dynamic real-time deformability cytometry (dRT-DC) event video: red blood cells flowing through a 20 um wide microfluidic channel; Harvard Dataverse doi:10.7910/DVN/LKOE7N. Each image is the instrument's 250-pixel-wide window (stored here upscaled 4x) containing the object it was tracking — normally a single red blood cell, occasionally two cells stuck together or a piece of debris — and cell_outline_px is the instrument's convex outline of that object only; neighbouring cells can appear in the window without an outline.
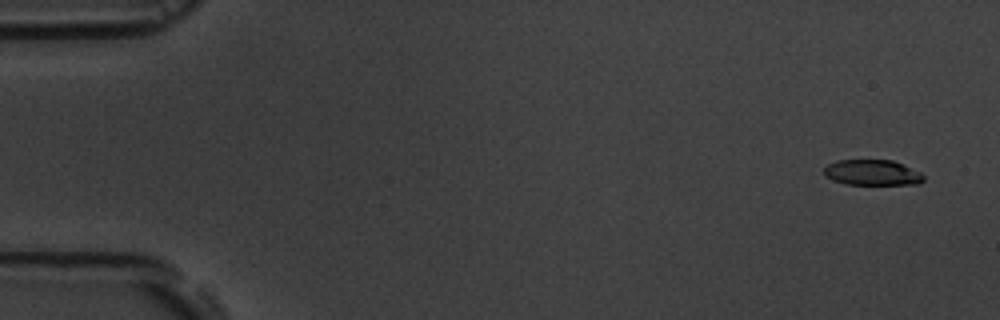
{"species": "common noctule bat (a hibernating species)", "species_latin": "Nyctalus noctula", "temperature_condition": "room temperature", "stored_images_in_passage": 5, "camera_frame_rate_fps": 3000, "um_per_image_px": 0.085, "animal": {"sex": "male", "body_mass_g": 19.5, "forearm_length_mm": 54.6}, "frame": {"image": 1, "passage_image": 1, "time_ms": 0.0, "image_size_px": [1000, 320], "cell_outline_px": [[924, 180], [920, 184], [844, 184], [832, 180], [824, 176], [824, 168], [828, 164], [836, 160], [892, 160], [920, 172], [924, 176]], "centroid_in_image_um": [74.11, 14.67], "position_along_channel_um": 10.9, "area_um2": 14.85}}
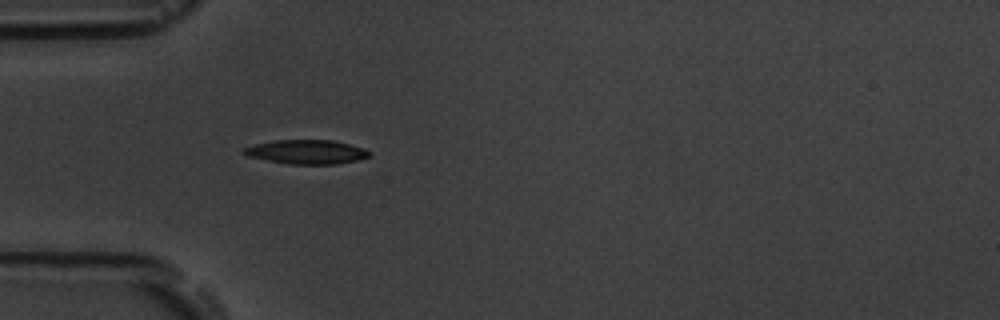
{"frame": {"image": 2, "passage_image": 5, "time_ms": 4.667, "image_size_px": [1000, 320], "cell_outline_px": [[372, 156], [356, 160], [336, 164], [288, 164], [248, 156], [244, 152], [244, 148], [256, 144], [276, 140], [332, 140], [364, 148], [372, 152]], "centroid_in_image_um": [26.12, 12.91], "position_along_channel_um": 58.9, "area_um2": 17.46}}